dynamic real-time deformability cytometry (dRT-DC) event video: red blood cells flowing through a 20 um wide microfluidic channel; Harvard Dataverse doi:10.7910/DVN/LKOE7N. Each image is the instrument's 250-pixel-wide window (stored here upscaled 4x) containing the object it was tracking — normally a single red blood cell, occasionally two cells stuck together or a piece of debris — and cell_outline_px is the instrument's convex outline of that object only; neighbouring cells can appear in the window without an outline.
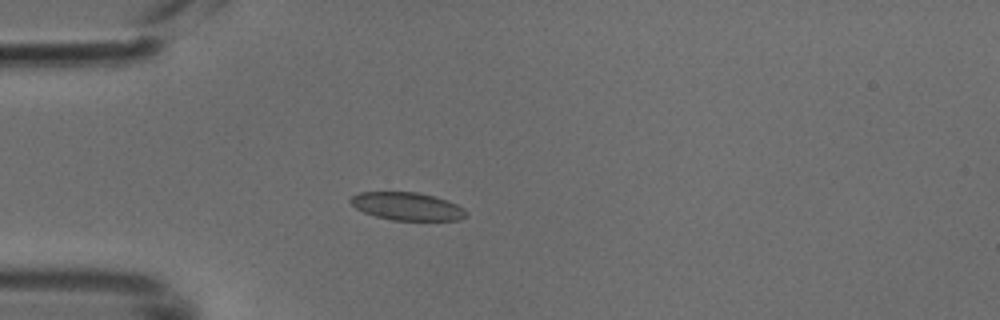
{"species": "common noctule bat (a hibernating species)", "species_latin": "Nyctalus noctula", "temperature_condition": "cold", "stored_images_in_passage": 37, "camera_frame_rate_fps": 3000, "um_per_image_px": 0.085, "animal": {"sex": "male", "body_mass_g": 18.8}, "frame": {"image": 1, "passage_image": 1, "time_ms": 0.0, "image_size_px": [1000, 320], "cell_outline_px": [[468, 216], [460, 220], [392, 220], [376, 216], [364, 212], [356, 208], [348, 200], [352, 196], [360, 192], [416, 192], [436, 196], [448, 200], [464, 208], [468, 212]], "centroid_in_image_um": [34.65, 17.53], "position_along_channel_um": 50.3, "area_um2": 18.9}}
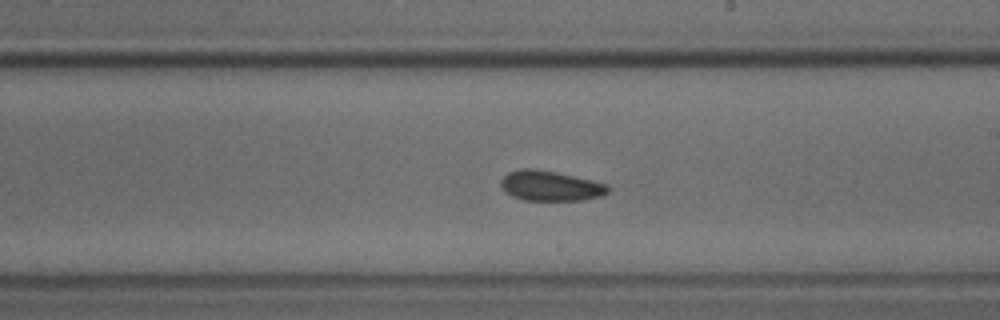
{"frame": {"image": 2, "passage_image": 16, "time_ms": 5.0, "image_size_px": [1000, 320], "cell_outline_px": [[612, 188], [608, 192], [600, 196], [580, 200], [524, 200], [512, 196], [504, 192], [500, 184], [500, 180], [508, 172], [520, 168], [536, 168], [556, 172], [592, 180], [608, 184]], "centroid_in_image_um": [46.76, 15.78], "position_along_channel_um": 242.2, "area_um2": 18.96}}
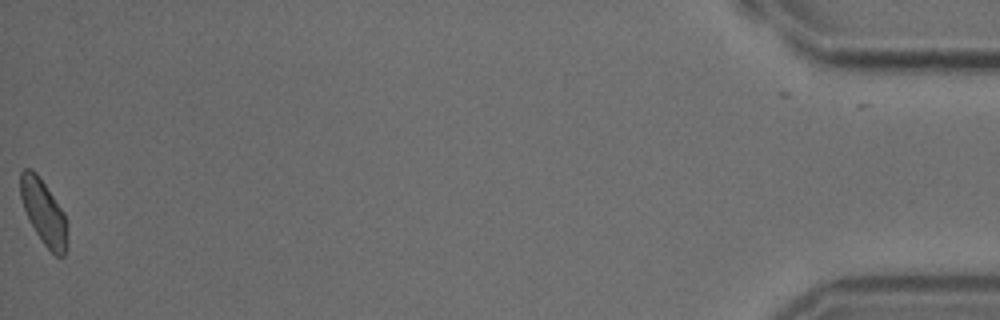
{"frame": {"image": 3, "passage_image": 37, "time_ms": 12.0, "image_size_px": [1000, 320], "cell_outline_px": [[68, 248], [64, 256], [56, 256], [44, 244], [28, 220], [20, 196], [20, 172], [24, 168], [32, 168], [36, 172], [64, 212], [68, 244]], "centroid_in_image_um": [3.71, 18.04], "position_along_channel_um": 431.5, "area_um2": 17.63}}